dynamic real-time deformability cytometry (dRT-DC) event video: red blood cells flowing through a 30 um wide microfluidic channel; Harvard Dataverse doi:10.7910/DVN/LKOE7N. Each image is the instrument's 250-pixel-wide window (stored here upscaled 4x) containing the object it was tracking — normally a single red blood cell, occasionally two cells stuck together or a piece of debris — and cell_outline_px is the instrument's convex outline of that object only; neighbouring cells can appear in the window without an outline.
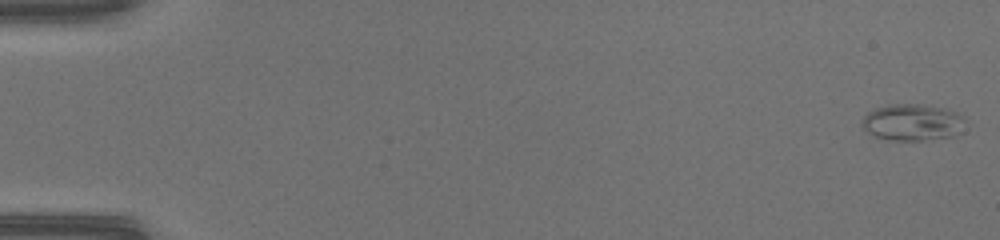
{"species": "common noctule bat (a hibernating species)", "species_latin": "Nyctalus noctula", "temperature_condition": "warm", "stored_images_in_passage": 50, "camera_frame_rate_fps": 3000, "um_per_image_px": 0.085, "animal": {"sex": "female", "body_mass_g": 17.0, "forearm_length_mm": 48.0}, "frame": {"image": 1, "passage_image": 1, "time_ms": 0.0, "image_size_px": [1000, 240], "cell_outline_px": [[968, 120], [964, 132], [956, 136], [924, 140], [888, 140], [872, 136], [860, 124], [860, 120], [868, 112], [876, 108], [892, 104], [924, 104], [944, 108], [956, 112], [964, 116]], "centroid_in_image_um": [77.63, 10.41], "position_along_channel_um": 7.4, "area_um2": 22.72}}
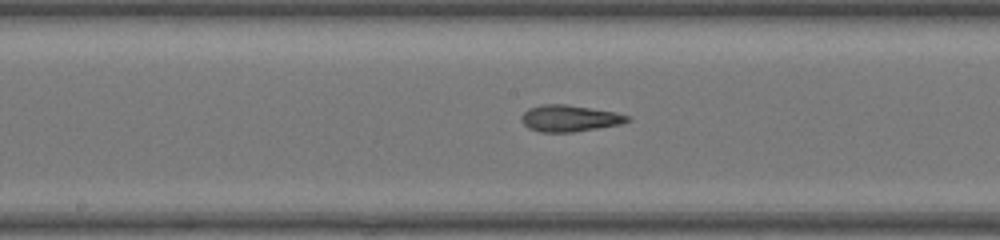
{"frame": {"image": 2, "passage_image": 27, "time_ms": 8.667, "image_size_px": [1000, 240], "cell_outline_px": [[632, 120], [620, 124], [572, 132], [540, 132], [528, 128], [524, 124], [520, 116], [528, 108], [540, 104], [564, 104], [616, 112], [632, 116]], "centroid_in_image_um": [48.41, 10.05], "position_along_channel_um": 199.8, "area_um2": 16.42}}
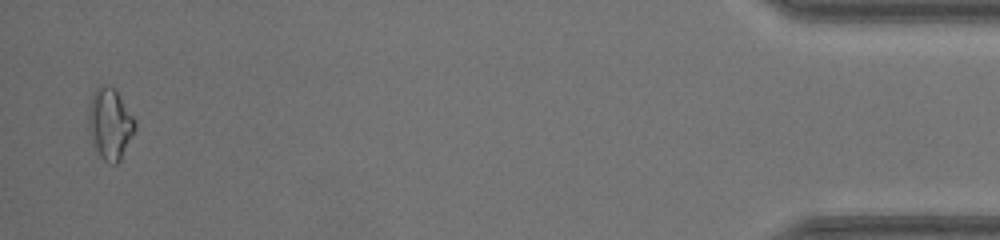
{"frame": {"image": 3, "passage_image": 49, "time_ms": 16.0, "image_size_px": [1000, 240], "cell_outline_px": [[136, 128], [120, 160], [116, 164], [112, 164], [104, 160], [100, 156], [92, 144], [88, 132], [88, 108], [92, 92], [100, 84], [104, 84], [116, 88], [136, 120]], "centroid_in_image_um": [9.33, 10.48], "position_along_channel_um": 425.9, "area_um2": 19.77}, "authors_computed_cell_mechanics": {"area_um2": 17.0799, "velocity_mm_per_s": 4.2424, "shape_relaxation_time_tau1_ms": null, "shape_relaxation_time_tau2_ms": 1.5246, "deformation_change_tau1": null, "deformation_change_tau2": 0.0911}}